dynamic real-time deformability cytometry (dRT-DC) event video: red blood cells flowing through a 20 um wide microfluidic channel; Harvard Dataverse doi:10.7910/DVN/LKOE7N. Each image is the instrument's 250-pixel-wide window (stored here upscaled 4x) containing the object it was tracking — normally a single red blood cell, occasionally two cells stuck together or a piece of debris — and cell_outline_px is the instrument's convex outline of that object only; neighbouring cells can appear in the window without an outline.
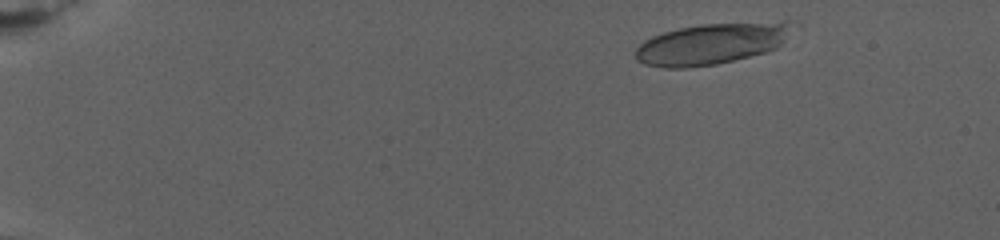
{"species": "human", "species_latin": "Homo sapiens", "temperature_condition": "warm", "stored_images_in_passage": 41, "camera_frame_rate_fps": 3000, "um_per_image_px": 0.085, "donor": {"sex": "female"}, "frame": {"image": 1, "passage_image": 1, "time_ms": 0.0, "image_size_px": [1000, 240], "cell_outline_px": [[788, 24], [776, 48], [764, 52], [716, 64], [688, 68], [664, 68], [644, 64], [636, 60], [636, 48], [644, 40], [652, 36], [664, 32], [680, 28], [704, 24], [784, 20], [788, 20]], "centroid_in_image_um": [60.35, 3.72], "position_along_channel_um": 24.7, "area_um2": 36.88}}
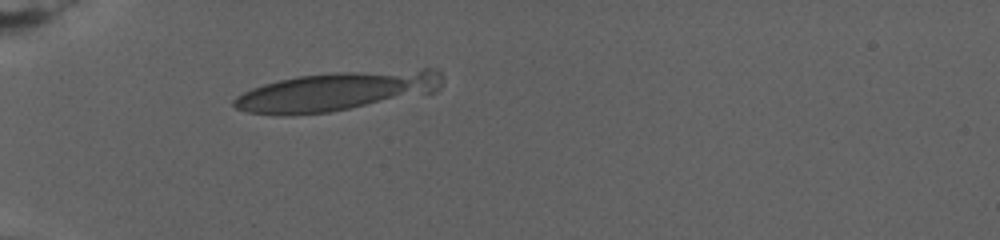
{"frame": {"image": 2, "passage_image": 28, "time_ms": 5.333, "image_size_px": [1000, 240], "cell_outline_px": [[444, 76], [440, 88], [436, 92], [328, 112], [248, 112], [236, 108], [232, 104], [232, 100], [236, 96], [252, 88], [264, 84], [280, 80], [300, 76], [336, 72], [424, 68], [436, 68]], "centroid_in_image_um": [28.78, 7.69], "position_along_channel_um": 56.2, "area_um2": 46.41}}